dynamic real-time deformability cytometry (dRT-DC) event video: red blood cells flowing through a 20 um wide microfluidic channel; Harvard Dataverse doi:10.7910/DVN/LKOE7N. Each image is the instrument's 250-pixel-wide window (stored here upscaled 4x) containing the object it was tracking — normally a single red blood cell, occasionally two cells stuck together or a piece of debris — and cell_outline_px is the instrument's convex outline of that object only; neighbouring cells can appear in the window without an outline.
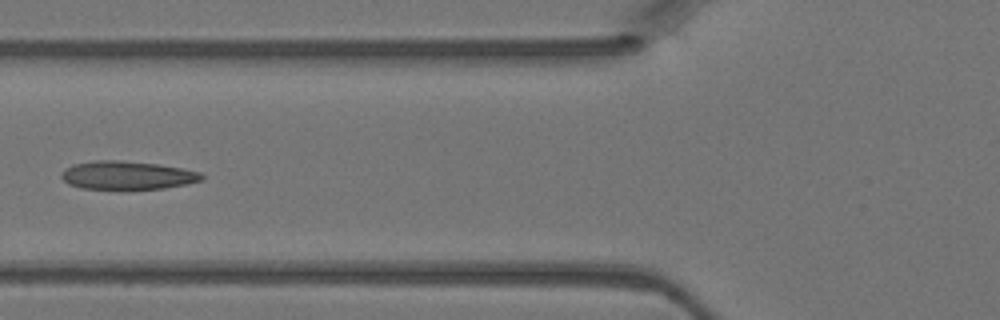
{"species": "Egyptian fruit bat (a non-hibernating species)", "species_latin": "Rousettus aegyptiacus", "temperature_condition": "warm", "stored_images_in_passage": 4, "camera_frame_rate_fps": 3000, "um_per_image_px": 0.085, "animal": {"sex": "female"}, "frame": {"image": 1, "passage_image": 4, "time_ms": 1.0, "image_size_px": [1000, 320], "cell_outline_px": [[204, 180], [164, 188], [80, 188], [68, 184], [60, 176], [60, 172], [64, 168], [72, 164], [92, 160], [120, 160], [156, 164], [184, 168], [200, 172], [204, 176]], "centroid_in_image_um": [10.78, 14.88], "position_along_channel_um": 115.0, "area_um2": 23.12}}